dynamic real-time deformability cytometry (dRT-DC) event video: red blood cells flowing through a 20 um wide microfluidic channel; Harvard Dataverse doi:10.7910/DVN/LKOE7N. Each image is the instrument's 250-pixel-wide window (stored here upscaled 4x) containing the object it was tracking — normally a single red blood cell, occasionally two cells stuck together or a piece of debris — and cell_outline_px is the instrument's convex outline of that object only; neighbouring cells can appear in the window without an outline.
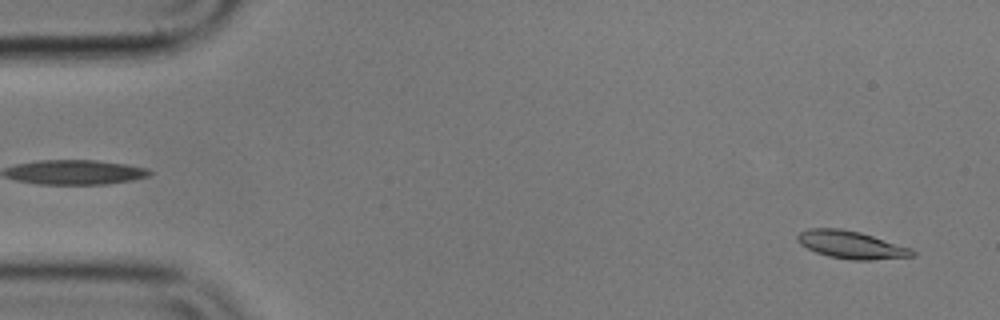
{"species": "common noctule bat (a hibernating species)", "species_latin": "Nyctalus noctula", "temperature_condition": "cold", "stored_images_in_passage": 54, "camera_frame_rate_fps": 3000, "um_per_image_px": 0.085, "animal": {"sex": "male", "body_mass_g": 17.9}, "frame": {"image": 1, "passage_image": 2, "time_ms": 0.333, "image_size_px": [1000, 320], "cell_outline_px": [[916, 256], [872, 260], [852, 260], [828, 256], [816, 252], [800, 244], [796, 240], [796, 236], [800, 232], [808, 228], [840, 228], [860, 232], [912, 248], [916, 252]], "centroid_in_image_um": [72.36, 20.8], "position_along_channel_um": 12.6, "area_um2": 18.61}}
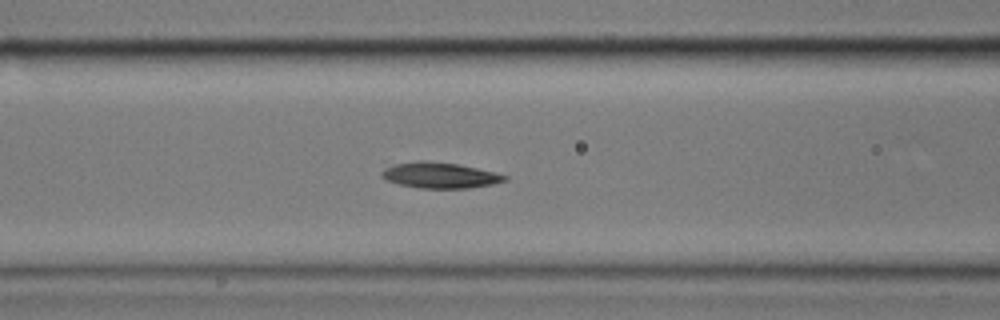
{"frame": {"image": 2, "passage_image": 21, "time_ms": 6.667, "image_size_px": [1000, 320], "cell_outline_px": [[508, 180], [492, 184], [468, 188], [420, 188], [396, 184], [380, 176], [380, 172], [384, 168], [396, 164], [420, 160], [424, 160], [456, 164], [496, 172], [508, 176]], "centroid_in_image_um": [37.37, 14.9], "position_along_channel_um": 129.2, "area_um2": 18.44}}
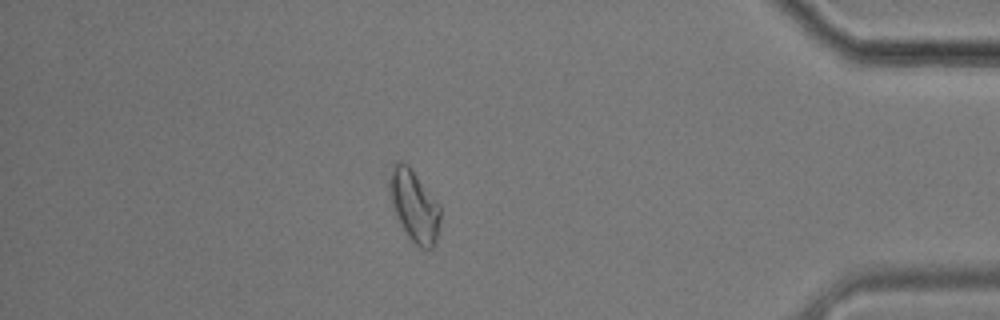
{"frame": {"image": 3, "passage_image": 47, "time_ms": 15.333, "image_size_px": [1000, 320], "cell_outline_px": [[440, 220], [436, 236], [432, 248], [420, 248], [408, 236], [396, 220], [392, 208], [388, 192], [388, 180], [392, 160], [400, 160], [408, 164], [440, 204]], "centroid_in_image_um": [35.14, 17.41], "position_along_channel_um": 400.1, "area_um2": 21.73}, "authors_computed_cell_mechanics": {"area_um2": 18.5538, "velocity_mm_per_s": 3.585, "shape_relaxation_time_tau1_ms": 3.7655, "shape_relaxation_time_tau2_ms": 1.368, "deformation_change_tau1": 0.1175, "deformation_change_tau2": 0.0731}}